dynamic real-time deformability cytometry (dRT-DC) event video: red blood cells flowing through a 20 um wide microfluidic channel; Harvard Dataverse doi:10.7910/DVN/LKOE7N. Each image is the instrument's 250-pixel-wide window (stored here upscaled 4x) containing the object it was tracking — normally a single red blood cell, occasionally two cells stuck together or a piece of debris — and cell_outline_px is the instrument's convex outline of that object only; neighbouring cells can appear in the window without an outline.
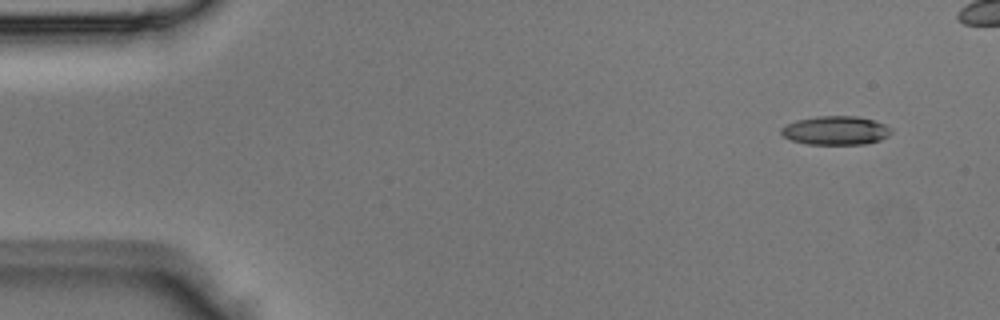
{"species": "Egyptian fruit bat (a non-hibernating species)", "species_latin": "Rousettus aegyptiacus", "temperature_condition": "room temperature", "stored_images_in_passage": 4, "camera_frame_rate_fps": 3000, "um_per_image_px": 0.085, "animal": {"sex": "male"}, "frame": {"image": 1, "passage_image": 1, "time_ms": 0.0, "image_size_px": [1000, 320], "cell_outline_px": [[892, 132], [888, 136], [880, 140], [864, 144], [808, 144], [792, 140], [784, 136], [780, 132], [780, 128], [796, 120], [816, 116], [856, 116], [872, 120], [884, 124], [892, 128]], "centroid_in_image_um": [71.04, 11.09], "position_along_channel_um": 14.0, "area_um2": 18.38}}